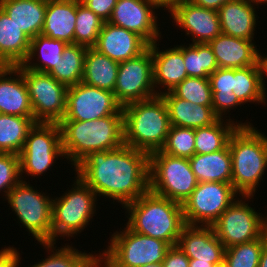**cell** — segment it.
I'll list each match as a JSON object with an SVG mask.
<instances>
[{
  "label": "cell",
  "instance_id": "27",
  "mask_svg": "<svg viewBox=\"0 0 267 267\" xmlns=\"http://www.w3.org/2000/svg\"><path fill=\"white\" fill-rule=\"evenodd\" d=\"M47 0H0V8L31 39L41 34Z\"/></svg>",
  "mask_w": 267,
  "mask_h": 267
},
{
  "label": "cell",
  "instance_id": "30",
  "mask_svg": "<svg viewBox=\"0 0 267 267\" xmlns=\"http://www.w3.org/2000/svg\"><path fill=\"white\" fill-rule=\"evenodd\" d=\"M239 126H253L250 122L219 118L215 123L195 129V154H208L224 149Z\"/></svg>",
  "mask_w": 267,
  "mask_h": 267
},
{
  "label": "cell",
  "instance_id": "51",
  "mask_svg": "<svg viewBox=\"0 0 267 267\" xmlns=\"http://www.w3.org/2000/svg\"><path fill=\"white\" fill-rule=\"evenodd\" d=\"M87 267H102L99 256H97Z\"/></svg>",
  "mask_w": 267,
  "mask_h": 267
},
{
  "label": "cell",
  "instance_id": "8",
  "mask_svg": "<svg viewBox=\"0 0 267 267\" xmlns=\"http://www.w3.org/2000/svg\"><path fill=\"white\" fill-rule=\"evenodd\" d=\"M28 183V184H27ZM29 181L21 180L6 195L12 212H15L19 224L38 243L52 242V201L47 193L38 192Z\"/></svg>",
  "mask_w": 267,
  "mask_h": 267
},
{
  "label": "cell",
  "instance_id": "45",
  "mask_svg": "<svg viewBox=\"0 0 267 267\" xmlns=\"http://www.w3.org/2000/svg\"><path fill=\"white\" fill-rule=\"evenodd\" d=\"M20 261V252L13 246H5L0 250V267H18Z\"/></svg>",
  "mask_w": 267,
  "mask_h": 267
},
{
  "label": "cell",
  "instance_id": "53",
  "mask_svg": "<svg viewBox=\"0 0 267 267\" xmlns=\"http://www.w3.org/2000/svg\"><path fill=\"white\" fill-rule=\"evenodd\" d=\"M142 267H163V265L162 263H153V264L143 265Z\"/></svg>",
  "mask_w": 267,
  "mask_h": 267
},
{
  "label": "cell",
  "instance_id": "49",
  "mask_svg": "<svg viewBox=\"0 0 267 267\" xmlns=\"http://www.w3.org/2000/svg\"><path fill=\"white\" fill-rule=\"evenodd\" d=\"M189 267H215L213 263L198 261V259H190Z\"/></svg>",
  "mask_w": 267,
  "mask_h": 267
},
{
  "label": "cell",
  "instance_id": "11",
  "mask_svg": "<svg viewBox=\"0 0 267 267\" xmlns=\"http://www.w3.org/2000/svg\"><path fill=\"white\" fill-rule=\"evenodd\" d=\"M239 197L212 225L225 249L259 239L267 231V216L258 214L255 208L246 203L254 196L240 195Z\"/></svg>",
  "mask_w": 267,
  "mask_h": 267
},
{
  "label": "cell",
  "instance_id": "16",
  "mask_svg": "<svg viewBox=\"0 0 267 267\" xmlns=\"http://www.w3.org/2000/svg\"><path fill=\"white\" fill-rule=\"evenodd\" d=\"M156 9L162 8L154 0H117L108 22L138 34L150 45L162 35Z\"/></svg>",
  "mask_w": 267,
  "mask_h": 267
},
{
  "label": "cell",
  "instance_id": "23",
  "mask_svg": "<svg viewBox=\"0 0 267 267\" xmlns=\"http://www.w3.org/2000/svg\"><path fill=\"white\" fill-rule=\"evenodd\" d=\"M255 4L247 0H232L219 10L221 32L223 34L254 41L257 15ZM258 17V18H257Z\"/></svg>",
  "mask_w": 267,
  "mask_h": 267
},
{
  "label": "cell",
  "instance_id": "36",
  "mask_svg": "<svg viewBox=\"0 0 267 267\" xmlns=\"http://www.w3.org/2000/svg\"><path fill=\"white\" fill-rule=\"evenodd\" d=\"M39 244L44 247L43 249H47L46 251L49 255L46 256L47 258H42V260L36 262L37 264L35 263L31 267H87L98 256L97 253L94 255L92 252L86 253L85 251H79L69 244L67 246L65 244V246L61 248L58 247V249L54 242Z\"/></svg>",
  "mask_w": 267,
  "mask_h": 267
},
{
  "label": "cell",
  "instance_id": "1",
  "mask_svg": "<svg viewBox=\"0 0 267 267\" xmlns=\"http://www.w3.org/2000/svg\"><path fill=\"white\" fill-rule=\"evenodd\" d=\"M74 171L97 197L117 200L122 208L149 190V154L125 144L91 153Z\"/></svg>",
  "mask_w": 267,
  "mask_h": 267
},
{
  "label": "cell",
  "instance_id": "15",
  "mask_svg": "<svg viewBox=\"0 0 267 267\" xmlns=\"http://www.w3.org/2000/svg\"><path fill=\"white\" fill-rule=\"evenodd\" d=\"M121 111L113 92L80 82L68 87L66 114L61 121H93Z\"/></svg>",
  "mask_w": 267,
  "mask_h": 267
},
{
  "label": "cell",
  "instance_id": "14",
  "mask_svg": "<svg viewBox=\"0 0 267 267\" xmlns=\"http://www.w3.org/2000/svg\"><path fill=\"white\" fill-rule=\"evenodd\" d=\"M113 93L122 107L157 96L153 83V60L150 46L140 55L119 63Z\"/></svg>",
  "mask_w": 267,
  "mask_h": 267
},
{
  "label": "cell",
  "instance_id": "43",
  "mask_svg": "<svg viewBox=\"0 0 267 267\" xmlns=\"http://www.w3.org/2000/svg\"><path fill=\"white\" fill-rule=\"evenodd\" d=\"M105 22L110 19L117 0H80Z\"/></svg>",
  "mask_w": 267,
  "mask_h": 267
},
{
  "label": "cell",
  "instance_id": "40",
  "mask_svg": "<svg viewBox=\"0 0 267 267\" xmlns=\"http://www.w3.org/2000/svg\"><path fill=\"white\" fill-rule=\"evenodd\" d=\"M161 151L174 157L191 158L195 154V129L170 126Z\"/></svg>",
  "mask_w": 267,
  "mask_h": 267
},
{
  "label": "cell",
  "instance_id": "46",
  "mask_svg": "<svg viewBox=\"0 0 267 267\" xmlns=\"http://www.w3.org/2000/svg\"><path fill=\"white\" fill-rule=\"evenodd\" d=\"M192 4L218 11L223 5L232 0H188Z\"/></svg>",
  "mask_w": 267,
  "mask_h": 267
},
{
  "label": "cell",
  "instance_id": "47",
  "mask_svg": "<svg viewBox=\"0 0 267 267\" xmlns=\"http://www.w3.org/2000/svg\"><path fill=\"white\" fill-rule=\"evenodd\" d=\"M266 56V57H265ZM263 57V55H261V52H259V65H260V68H261V75H262V88H263V91L265 93V95L267 94V88H265L266 84H265V80L266 79L264 76L267 75V55H265ZM266 90V91H265Z\"/></svg>",
  "mask_w": 267,
  "mask_h": 267
},
{
  "label": "cell",
  "instance_id": "35",
  "mask_svg": "<svg viewBox=\"0 0 267 267\" xmlns=\"http://www.w3.org/2000/svg\"><path fill=\"white\" fill-rule=\"evenodd\" d=\"M233 93L243 105L247 102L267 104L259 62L255 66L234 68Z\"/></svg>",
  "mask_w": 267,
  "mask_h": 267
},
{
  "label": "cell",
  "instance_id": "26",
  "mask_svg": "<svg viewBox=\"0 0 267 267\" xmlns=\"http://www.w3.org/2000/svg\"><path fill=\"white\" fill-rule=\"evenodd\" d=\"M31 38L0 8V62L4 66L22 64L30 50Z\"/></svg>",
  "mask_w": 267,
  "mask_h": 267
},
{
  "label": "cell",
  "instance_id": "41",
  "mask_svg": "<svg viewBox=\"0 0 267 267\" xmlns=\"http://www.w3.org/2000/svg\"><path fill=\"white\" fill-rule=\"evenodd\" d=\"M172 92L181 99L203 106H212V90L209 78L187 77Z\"/></svg>",
  "mask_w": 267,
  "mask_h": 267
},
{
  "label": "cell",
  "instance_id": "44",
  "mask_svg": "<svg viewBox=\"0 0 267 267\" xmlns=\"http://www.w3.org/2000/svg\"><path fill=\"white\" fill-rule=\"evenodd\" d=\"M189 261L190 259L178 245H174L168 248L162 265L163 267H189Z\"/></svg>",
  "mask_w": 267,
  "mask_h": 267
},
{
  "label": "cell",
  "instance_id": "28",
  "mask_svg": "<svg viewBox=\"0 0 267 267\" xmlns=\"http://www.w3.org/2000/svg\"><path fill=\"white\" fill-rule=\"evenodd\" d=\"M192 172L198 182L232 181V157L229 145L219 151L208 154H194L189 158Z\"/></svg>",
  "mask_w": 267,
  "mask_h": 267
},
{
  "label": "cell",
  "instance_id": "6",
  "mask_svg": "<svg viewBox=\"0 0 267 267\" xmlns=\"http://www.w3.org/2000/svg\"><path fill=\"white\" fill-rule=\"evenodd\" d=\"M72 188L52 201V242L80 234L96 213L97 195L77 174Z\"/></svg>",
  "mask_w": 267,
  "mask_h": 267
},
{
  "label": "cell",
  "instance_id": "32",
  "mask_svg": "<svg viewBox=\"0 0 267 267\" xmlns=\"http://www.w3.org/2000/svg\"><path fill=\"white\" fill-rule=\"evenodd\" d=\"M233 79L234 68H218L209 76L214 113L221 119L229 117V120L232 121L234 119H230V115H226L237 106L243 105L233 93Z\"/></svg>",
  "mask_w": 267,
  "mask_h": 267
},
{
  "label": "cell",
  "instance_id": "3",
  "mask_svg": "<svg viewBox=\"0 0 267 267\" xmlns=\"http://www.w3.org/2000/svg\"><path fill=\"white\" fill-rule=\"evenodd\" d=\"M124 209L132 231L177 245L186 225L181 204L148 190Z\"/></svg>",
  "mask_w": 267,
  "mask_h": 267
},
{
  "label": "cell",
  "instance_id": "4",
  "mask_svg": "<svg viewBox=\"0 0 267 267\" xmlns=\"http://www.w3.org/2000/svg\"><path fill=\"white\" fill-rule=\"evenodd\" d=\"M122 110L125 145L148 154L163 148L171 125L161 95L127 104Z\"/></svg>",
  "mask_w": 267,
  "mask_h": 267
},
{
  "label": "cell",
  "instance_id": "34",
  "mask_svg": "<svg viewBox=\"0 0 267 267\" xmlns=\"http://www.w3.org/2000/svg\"><path fill=\"white\" fill-rule=\"evenodd\" d=\"M86 52V46L67 44L61 60L48 73L67 87L82 82Z\"/></svg>",
  "mask_w": 267,
  "mask_h": 267
},
{
  "label": "cell",
  "instance_id": "50",
  "mask_svg": "<svg viewBox=\"0 0 267 267\" xmlns=\"http://www.w3.org/2000/svg\"><path fill=\"white\" fill-rule=\"evenodd\" d=\"M258 267H267V243L262 249Z\"/></svg>",
  "mask_w": 267,
  "mask_h": 267
},
{
  "label": "cell",
  "instance_id": "33",
  "mask_svg": "<svg viewBox=\"0 0 267 267\" xmlns=\"http://www.w3.org/2000/svg\"><path fill=\"white\" fill-rule=\"evenodd\" d=\"M35 123L34 118L0 113V152L19 155Z\"/></svg>",
  "mask_w": 267,
  "mask_h": 267
},
{
  "label": "cell",
  "instance_id": "25",
  "mask_svg": "<svg viewBox=\"0 0 267 267\" xmlns=\"http://www.w3.org/2000/svg\"><path fill=\"white\" fill-rule=\"evenodd\" d=\"M76 0H47L41 34L74 44Z\"/></svg>",
  "mask_w": 267,
  "mask_h": 267
},
{
  "label": "cell",
  "instance_id": "20",
  "mask_svg": "<svg viewBox=\"0 0 267 267\" xmlns=\"http://www.w3.org/2000/svg\"><path fill=\"white\" fill-rule=\"evenodd\" d=\"M157 42L155 41L149 46L153 60V83L156 88L155 92L157 95H161L162 93L172 91L188 75L183 59V44L160 50L157 47L159 46V42Z\"/></svg>",
  "mask_w": 267,
  "mask_h": 267
},
{
  "label": "cell",
  "instance_id": "48",
  "mask_svg": "<svg viewBox=\"0 0 267 267\" xmlns=\"http://www.w3.org/2000/svg\"><path fill=\"white\" fill-rule=\"evenodd\" d=\"M163 10H169L174 4L186 0H154Z\"/></svg>",
  "mask_w": 267,
  "mask_h": 267
},
{
  "label": "cell",
  "instance_id": "29",
  "mask_svg": "<svg viewBox=\"0 0 267 267\" xmlns=\"http://www.w3.org/2000/svg\"><path fill=\"white\" fill-rule=\"evenodd\" d=\"M118 69L119 62L99 53L93 47L87 48L82 82L90 86L114 92Z\"/></svg>",
  "mask_w": 267,
  "mask_h": 267
},
{
  "label": "cell",
  "instance_id": "39",
  "mask_svg": "<svg viewBox=\"0 0 267 267\" xmlns=\"http://www.w3.org/2000/svg\"><path fill=\"white\" fill-rule=\"evenodd\" d=\"M266 243L267 231L259 239L226 248L223 262L227 267H258Z\"/></svg>",
  "mask_w": 267,
  "mask_h": 267
},
{
  "label": "cell",
  "instance_id": "5",
  "mask_svg": "<svg viewBox=\"0 0 267 267\" xmlns=\"http://www.w3.org/2000/svg\"><path fill=\"white\" fill-rule=\"evenodd\" d=\"M228 145L232 186L242 196H254L267 169V136L254 126H239Z\"/></svg>",
  "mask_w": 267,
  "mask_h": 267
},
{
  "label": "cell",
  "instance_id": "19",
  "mask_svg": "<svg viewBox=\"0 0 267 267\" xmlns=\"http://www.w3.org/2000/svg\"><path fill=\"white\" fill-rule=\"evenodd\" d=\"M148 47L138 34L105 22L93 48L120 63L140 55Z\"/></svg>",
  "mask_w": 267,
  "mask_h": 267
},
{
  "label": "cell",
  "instance_id": "54",
  "mask_svg": "<svg viewBox=\"0 0 267 267\" xmlns=\"http://www.w3.org/2000/svg\"><path fill=\"white\" fill-rule=\"evenodd\" d=\"M215 267H227L225 264H224V262L222 263V264H220V265H217V266H215Z\"/></svg>",
  "mask_w": 267,
  "mask_h": 267
},
{
  "label": "cell",
  "instance_id": "55",
  "mask_svg": "<svg viewBox=\"0 0 267 267\" xmlns=\"http://www.w3.org/2000/svg\"><path fill=\"white\" fill-rule=\"evenodd\" d=\"M3 67L4 65L0 62V71L2 70Z\"/></svg>",
  "mask_w": 267,
  "mask_h": 267
},
{
  "label": "cell",
  "instance_id": "10",
  "mask_svg": "<svg viewBox=\"0 0 267 267\" xmlns=\"http://www.w3.org/2000/svg\"><path fill=\"white\" fill-rule=\"evenodd\" d=\"M59 123L36 122L30 129L24 147L19 153L20 178L24 173L37 177L46 174L55 162L63 158ZM57 158V159H56Z\"/></svg>",
  "mask_w": 267,
  "mask_h": 267
},
{
  "label": "cell",
  "instance_id": "31",
  "mask_svg": "<svg viewBox=\"0 0 267 267\" xmlns=\"http://www.w3.org/2000/svg\"><path fill=\"white\" fill-rule=\"evenodd\" d=\"M66 45L62 40L39 34L31 39L29 54L22 64L30 70L48 73L61 60Z\"/></svg>",
  "mask_w": 267,
  "mask_h": 267
},
{
  "label": "cell",
  "instance_id": "12",
  "mask_svg": "<svg viewBox=\"0 0 267 267\" xmlns=\"http://www.w3.org/2000/svg\"><path fill=\"white\" fill-rule=\"evenodd\" d=\"M240 196L232 183L198 182L182 204L186 225L212 226L219 216Z\"/></svg>",
  "mask_w": 267,
  "mask_h": 267
},
{
  "label": "cell",
  "instance_id": "24",
  "mask_svg": "<svg viewBox=\"0 0 267 267\" xmlns=\"http://www.w3.org/2000/svg\"><path fill=\"white\" fill-rule=\"evenodd\" d=\"M169 114L171 126L200 128L215 123L219 117L212 106H203L178 98L172 91L161 94Z\"/></svg>",
  "mask_w": 267,
  "mask_h": 267
},
{
  "label": "cell",
  "instance_id": "22",
  "mask_svg": "<svg viewBox=\"0 0 267 267\" xmlns=\"http://www.w3.org/2000/svg\"><path fill=\"white\" fill-rule=\"evenodd\" d=\"M219 68H245L259 62V51L252 40L219 34L209 43Z\"/></svg>",
  "mask_w": 267,
  "mask_h": 267
},
{
  "label": "cell",
  "instance_id": "37",
  "mask_svg": "<svg viewBox=\"0 0 267 267\" xmlns=\"http://www.w3.org/2000/svg\"><path fill=\"white\" fill-rule=\"evenodd\" d=\"M183 45V59L188 77L209 78L219 68L208 43Z\"/></svg>",
  "mask_w": 267,
  "mask_h": 267
},
{
  "label": "cell",
  "instance_id": "38",
  "mask_svg": "<svg viewBox=\"0 0 267 267\" xmlns=\"http://www.w3.org/2000/svg\"><path fill=\"white\" fill-rule=\"evenodd\" d=\"M104 23V20L88 9L80 0H76L74 44L87 48L94 47Z\"/></svg>",
  "mask_w": 267,
  "mask_h": 267
},
{
  "label": "cell",
  "instance_id": "7",
  "mask_svg": "<svg viewBox=\"0 0 267 267\" xmlns=\"http://www.w3.org/2000/svg\"><path fill=\"white\" fill-rule=\"evenodd\" d=\"M122 231H115L108 248L99 251L103 267H142L162 263L170 245L159 239L132 231L126 224Z\"/></svg>",
  "mask_w": 267,
  "mask_h": 267
},
{
  "label": "cell",
  "instance_id": "13",
  "mask_svg": "<svg viewBox=\"0 0 267 267\" xmlns=\"http://www.w3.org/2000/svg\"><path fill=\"white\" fill-rule=\"evenodd\" d=\"M22 75L27 85L35 121L59 123L66 114L68 87L49 73L30 70L23 64Z\"/></svg>",
  "mask_w": 267,
  "mask_h": 267
},
{
  "label": "cell",
  "instance_id": "52",
  "mask_svg": "<svg viewBox=\"0 0 267 267\" xmlns=\"http://www.w3.org/2000/svg\"><path fill=\"white\" fill-rule=\"evenodd\" d=\"M247 1L249 3L255 4L256 6H259V4H261V3H264V4L267 3V0H247Z\"/></svg>",
  "mask_w": 267,
  "mask_h": 267
},
{
  "label": "cell",
  "instance_id": "9",
  "mask_svg": "<svg viewBox=\"0 0 267 267\" xmlns=\"http://www.w3.org/2000/svg\"><path fill=\"white\" fill-rule=\"evenodd\" d=\"M198 181L188 158L174 157L161 150L149 154V190L183 204Z\"/></svg>",
  "mask_w": 267,
  "mask_h": 267
},
{
  "label": "cell",
  "instance_id": "42",
  "mask_svg": "<svg viewBox=\"0 0 267 267\" xmlns=\"http://www.w3.org/2000/svg\"><path fill=\"white\" fill-rule=\"evenodd\" d=\"M21 181L19 155L0 152V192L3 197Z\"/></svg>",
  "mask_w": 267,
  "mask_h": 267
},
{
  "label": "cell",
  "instance_id": "17",
  "mask_svg": "<svg viewBox=\"0 0 267 267\" xmlns=\"http://www.w3.org/2000/svg\"><path fill=\"white\" fill-rule=\"evenodd\" d=\"M168 12L176 26L192 36V43H209L221 34L218 11L192 4L186 0L174 4Z\"/></svg>",
  "mask_w": 267,
  "mask_h": 267
},
{
  "label": "cell",
  "instance_id": "2",
  "mask_svg": "<svg viewBox=\"0 0 267 267\" xmlns=\"http://www.w3.org/2000/svg\"><path fill=\"white\" fill-rule=\"evenodd\" d=\"M64 158L76 168L93 152L124 145L123 110L93 121H60Z\"/></svg>",
  "mask_w": 267,
  "mask_h": 267
},
{
  "label": "cell",
  "instance_id": "18",
  "mask_svg": "<svg viewBox=\"0 0 267 267\" xmlns=\"http://www.w3.org/2000/svg\"><path fill=\"white\" fill-rule=\"evenodd\" d=\"M177 245L189 259L210 262L215 266L224 261L225 247L212 226L185 225Z\"/></svg>",
  "mask_w": 267,
  "mask_h": 267
},
{
  "label": "cell",
  "instance_id": "21",
  "mask_svg": "<svg viewBox=\"0 0 267 267\" xmlns=\"http://www.w3.org/2000/svg\"><path fill=\"white\" fill-rule=\"evenodd\" d=\"M0 113L34 118L22 64L0 71Z\"/></svg>",
  "mask_w": 267,
  "mask_h": 267
}]
</instances>
